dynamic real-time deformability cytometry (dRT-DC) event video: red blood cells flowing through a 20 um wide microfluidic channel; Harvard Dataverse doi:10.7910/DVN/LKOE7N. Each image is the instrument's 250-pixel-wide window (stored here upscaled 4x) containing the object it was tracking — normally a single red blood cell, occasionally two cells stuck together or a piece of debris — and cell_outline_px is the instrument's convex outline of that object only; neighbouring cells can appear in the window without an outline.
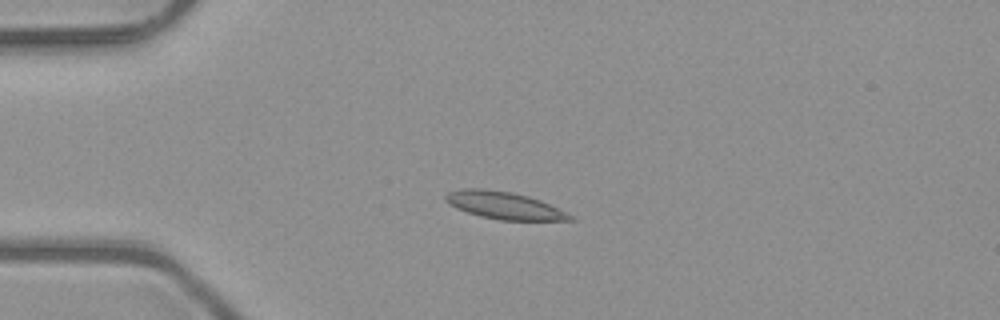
{"species": "common noctule bat (a hibernating species)", "species_latin": "Nyctalus noctula", "temperature_condition": "room temperature", "stored_images_in_passage": 4, "camera_frame_rate_fps": 3000, "um_per_image_px": 0.085, "animal": {"sex": "male", "body_mass_g": 23.1, "forearm_length_mm": 52.7}, "frame": {"image": 1, "passage_image": 3, "time_ms": 0.667, "image_size_px": [1000, 320], "cell_outline_px": [[576, 220], [500, 220], [480, 216], [456, 208], [448, 204], [444, 200], [444, 196], [448, 192], [460, 188], [480, 188], [512, 192], [528, 196], [540, 200], [576, 216]], "centroid_in_image_um": [42.85, 17.46], "position_along_channel_um": 42.2, "area_um2": 19.94}}